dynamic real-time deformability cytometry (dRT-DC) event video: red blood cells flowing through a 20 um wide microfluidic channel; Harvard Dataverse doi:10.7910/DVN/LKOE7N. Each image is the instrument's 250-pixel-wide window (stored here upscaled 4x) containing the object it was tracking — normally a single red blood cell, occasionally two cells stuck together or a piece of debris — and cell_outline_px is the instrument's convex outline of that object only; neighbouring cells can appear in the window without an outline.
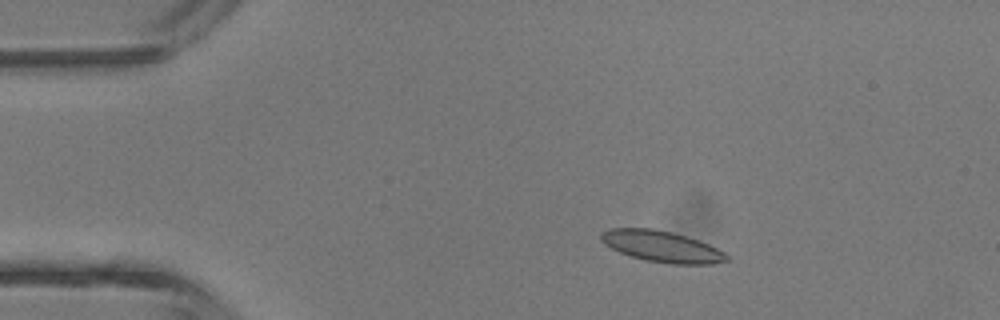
{"species": "common noctule bat (a hibernating species)", "species_latin": "Nyctalus noctula", "temperature_condition": "room temperature", "stored_images_in_passage": 4, "camera_frame_rate_fps": 3000, "um_per_image_px": 0.085, "animal": {"sex": "male", "body_mass_g": 13.3}, "frame": {"image": 1, "passage_image": 3, "time_ms": 2.0, "image_size_px": [1000, 320], "cell_outline_px": [[732, 260], [712, 264], [668, 264], [644, 260], [620, 252], [604, 244], [600, 240], [600, 232], [612, 228], [652, 228], [672, 232], [708, 244], [724, 252]], "centroid_in_image_um": [56.24, 20.96], "position_along_channel_um": 28.8, "area_um2": 22.83}}